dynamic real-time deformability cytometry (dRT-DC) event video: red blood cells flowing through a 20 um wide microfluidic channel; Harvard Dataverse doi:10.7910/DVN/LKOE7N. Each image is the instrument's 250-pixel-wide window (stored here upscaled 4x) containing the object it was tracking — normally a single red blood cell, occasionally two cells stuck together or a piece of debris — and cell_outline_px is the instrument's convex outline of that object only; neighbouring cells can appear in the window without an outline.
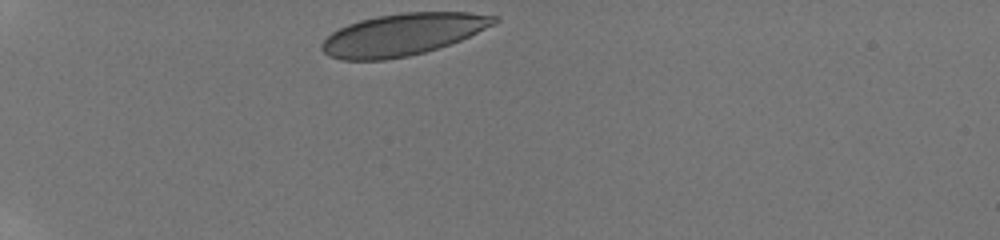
{"species": "human", "species_latin": "Homo sapiens", "temperature_condition": "room temperature", "stored_images_in_passage": 19, "camera_frame_rate_fps": 3000, "um_per_image_px": 0.085, "donor": {"sex": "male"}, "frame": {"image": 1, "passage_image": 1, "time_ms": 0.0, "image_size_px": [1000, 240], "cell_outline_px": [[500, 20], [496, 24], [460, 40], [424, 52], [408, 56], [384, 60], [340, 60], [328, 56], [320, 48], [320, 44], [332, 32], [348, 24], [360, 20], [376, 16], [404, 12], [468, 12], [500, 16]], "centroid_in_image_um": [34.24, 2.92], "position_along_channel_um": 50.8, "area_um2": 42.19}}
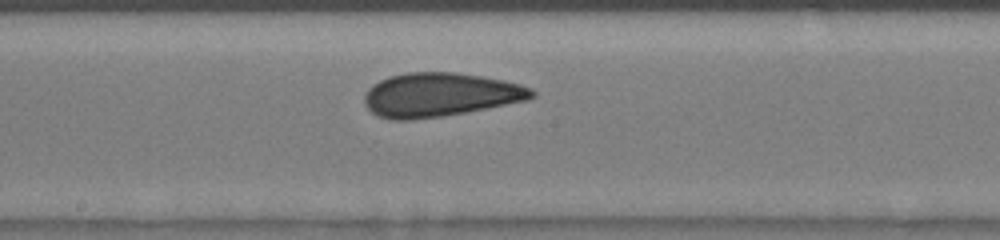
{"frame": {"image": 2, "passage_image": 10, "time_ms": 5.0, "image_size_px": [1000, 240], "cell_outline_px": [[536, 96], [528, 100], [464, 112], [440, 116], [408, 120], [392, 120], [376, 116], [364, 104], [364, 96], [368, 88], [372, 84], [388, 76], [408, 72], [456, 72], [504, 80], [520, 84], [532, 88], [536, 92]], "centroid_in_image_um": [37.38, 8.05], "position_along_channel_um": 210.8, "area_um2": 42.83}}
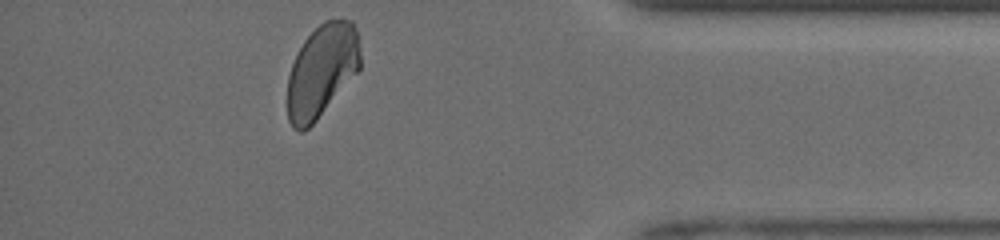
{"frame": {"image": 3, "passage_image": 19, "time_ms": 10.333, "image_size_px": [1000, 240], "cell_outline_px": [[360, 68], [316, 120], [304, 132], [300, 132], [292, 128], [288, 120], [288, 76], [292, 64], [304, 40], [324, 20], [352, 20], [356, 28], [360, 52]], "centroid_in_image_um": [27.34, 6.02], "position_along_channel_um": 407.9, "area_um2": 38.96}, "authors_computed_cell_mechanics": {"area_um2": 42.3096, "velocity_mm_per_s": 4.1138, "shape_relaxation_time_tau1_ms": 5.7837, "shape_relaxation_time_tau2_ms": 1.5893, "deformation_change_tau1": 0.1223, "deformation_change_tau2": 0.0363}}